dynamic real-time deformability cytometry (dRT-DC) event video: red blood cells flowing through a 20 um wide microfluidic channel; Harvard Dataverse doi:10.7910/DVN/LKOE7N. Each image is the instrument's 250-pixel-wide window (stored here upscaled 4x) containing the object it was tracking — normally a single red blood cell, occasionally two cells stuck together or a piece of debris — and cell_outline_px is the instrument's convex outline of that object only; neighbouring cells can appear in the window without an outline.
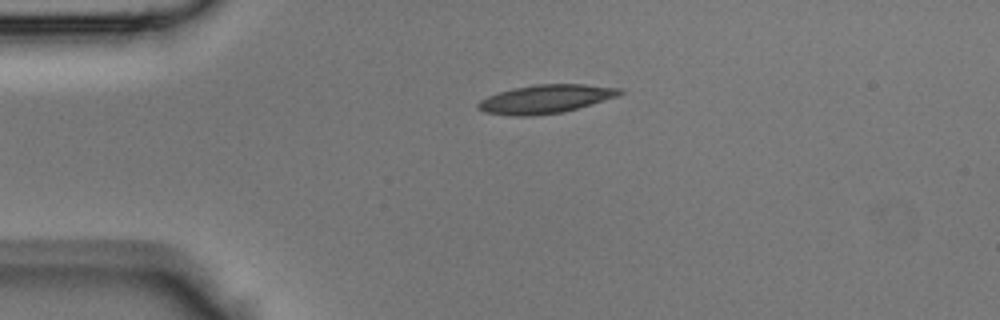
{"species": "Egyptian fruit bat (a non-hibernating species)", "species_latin": "Rousettus aegyptiacus", "temperature_condition": "room temperature", "stored_images_in_passage": 28, "camera_frame_rate_fps": 3000, "um_per_image_px": 0.085, "animal": {"sex": "male"}, "frame": {"image": 1, "passage_image": 1, "time_ms": 0.0, "image_size_px": [1000, 320], "cell_outline_px": [[624, 92], [616, 96], [592, 104], [564, 112], [532, 116], [516, 116], [484, 112], [476, 104], [480, 100], [488, 96], [500, 92], [516, 88], [536, 84], [584, 84], [624, 88]], "centroid_in_image_um": [46.42, 8.41], "position_along_channel_um": 38.6, "area_um2": 23.41}}
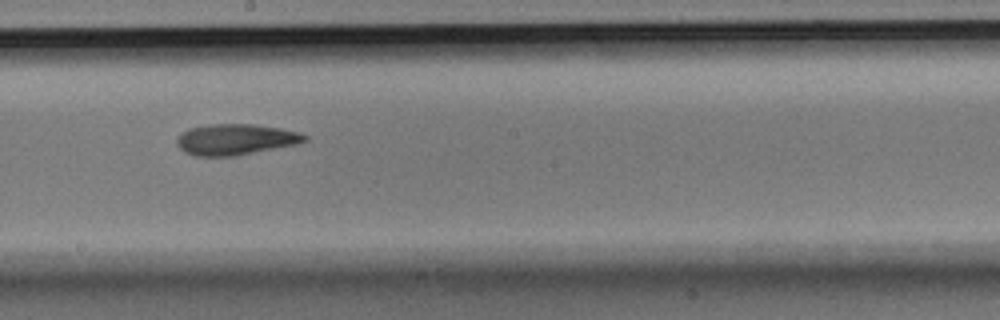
{"frame": {"image": 2, "passage_image": 15, "time_ms": 4.667, "image_size_px": [1000, 320], "cell_outline_px": [[308, 140], [296, 144], [236, 156], [192, 156], [184, 152], [176, 144], [176, 140], [188, 128], [212, 124], [252, 124], [280, 128], [300, 132], [308, 136]], "centroid_in_image_um": [20.03, 11.86], "position_along_channel_um": 228.2, "area_um2": 23.06}}
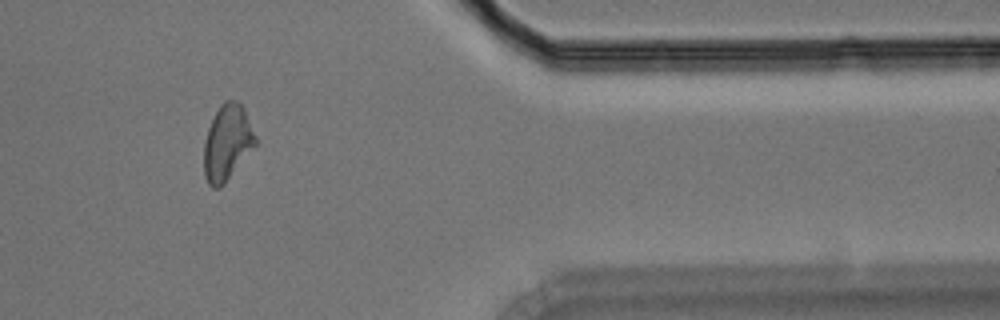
{"frame": {"image": 3, "passage_image": 27, "time_ms": 8.667, "image_size_px": [1000, 320], "cell_outline_px": [[256, 144], [224, 184], [220, 188], [212, 188], [208, 184], [204, 176], [204, 140], [208, 128], [220, 104], [224, 100], [236, 100], [244, 108], [256, 136]], "centroid_in_image_um": [19.3, 12.13], "position_along_channel_um": 392.1, "area_um2": 22.6}}